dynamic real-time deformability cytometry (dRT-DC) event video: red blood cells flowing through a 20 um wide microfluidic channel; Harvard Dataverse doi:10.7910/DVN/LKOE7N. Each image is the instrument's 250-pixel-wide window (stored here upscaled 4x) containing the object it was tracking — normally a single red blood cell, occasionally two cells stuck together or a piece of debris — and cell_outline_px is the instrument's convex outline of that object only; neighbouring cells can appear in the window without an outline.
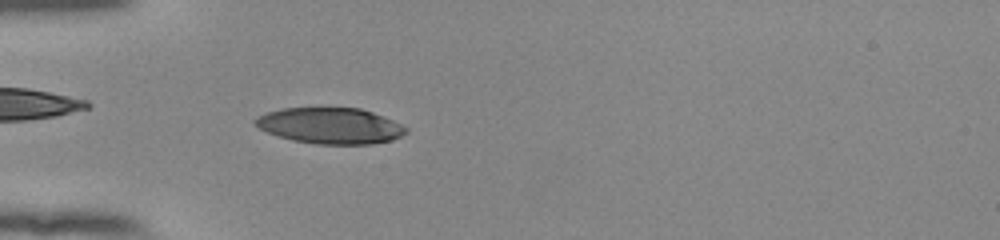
{"species": "human", "species_latin": "Homo sapiens", "temperature_condition": "room temperature", "stored_images_in_passage": 52, "camera_frame_rate_fps": 3000, "um_per_image_px": 0.085, "donor": {"sex": "female"}, "frame": {"image": 1, "passage_image": 16, "time_ms": 5.0, "image_size_px": [1000, 240], "cell_outline_px": [[408, 132], [392, 140], [372, 144], [316, 144], [292, 140], [268, 132], [252, 124], [252, 120], [256, 116], [268, 112], [284, 108], [360, 108], [384, 116], [408, 128]], "centroid_in_image_um": [28.07, 10.69], "position_along_channel_um": 56.9, "area_um2": 31.62}}
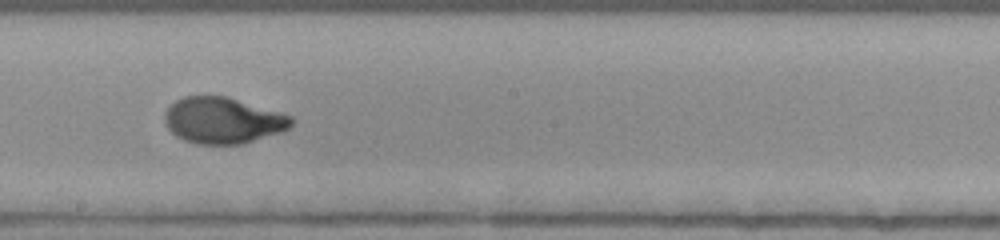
{"frame": {"image": 2, "passage_image": 30, "time_ms": 9.667, "image_size_px": [1000, 240], "cell_outline_px": [[296, 120], [284, 132], [244, 144], [196, 144], [184, 140], [176, 136], [168, 128], [164, 120], [164, 112], [176, 100], [184, 96], [224, 96], [280, 112], [292, 116]], "centroid_in_image_um": [18.97, 10.25], "position_along_channel_um": 229.2, "area_um2": 34.28}}
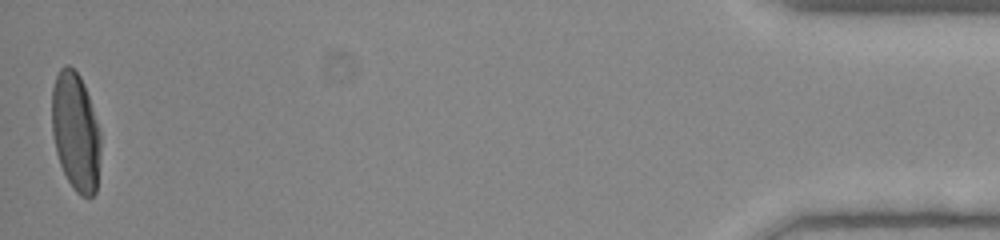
{"frame": {"image": 3, "passage_image": 52, "time_ms": 17.0, "image_size_px": [1000, 240], "cell_outline_px": [[100, 152], [96, 192], [92, 196], [80, 196], [72, 188], [60, 164], [56, 152], [52, 132], [52, 88], [56, 76], [60, 68], [64, 64], [68, 64], [80, 76], [84, 84], [100, 132]], "centroid_in_image_um": [6.42, 11.2], "position_along_channel_um": 428.8, "area_um2": 33.52}, "authors_computed_cell_mechanics": {"area_um2": 33.524, "velocity_mm_per_s": 3.8865, "shape_relaxation_time_tau1_ms": 3.793, "shape_relaxation_time_tau2_ms": null, "deformation_change_tau1": 0.2006, "deformation_change_tau2": null}}